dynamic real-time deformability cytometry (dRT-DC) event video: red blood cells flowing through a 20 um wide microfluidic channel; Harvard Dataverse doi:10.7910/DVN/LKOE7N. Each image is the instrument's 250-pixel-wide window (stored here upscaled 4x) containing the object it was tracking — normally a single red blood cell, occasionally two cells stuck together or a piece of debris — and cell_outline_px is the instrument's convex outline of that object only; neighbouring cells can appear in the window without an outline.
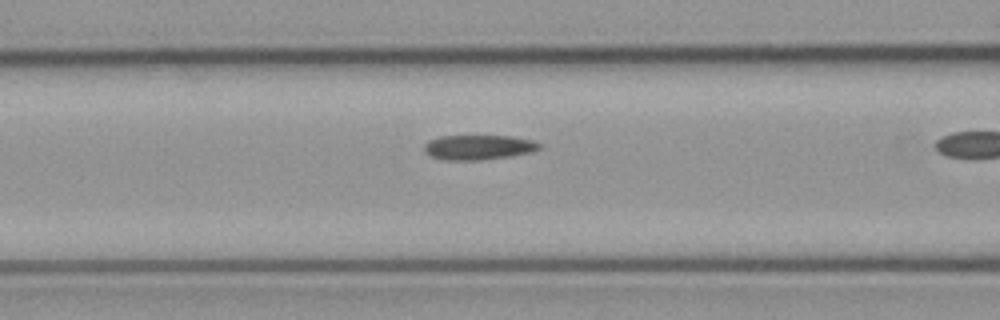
{"species": "common noctule bat (a hibernating species)", "species_latin": "Nyctalus noctula", "temperature_condition": "cold", "stored_images_in_passage": 26, "camera_frame_rate_fps": 3000, "um_per_image_px": 0.085, "animal": {"sex": "male", "body_mass_g": 23.1, "forearm_length_mm": 52.7}, "frame": {"image": 1, "passage_image": 15, "time_ms": 4.667, "image_size_px": [1000, 320], "cell_outline_px": [[540, 148], [532, 152], [512, 156], [484, 160], [444, 160], [432, 156], [424, 152], [424, 144], [428, 140], [440, 136], [512, 136], [532, 140], [540, 144]], "centroid_in_image_um": [40.66, 12.52], "position_along_channel_um": 125.9, "area_um2": 16.76}}
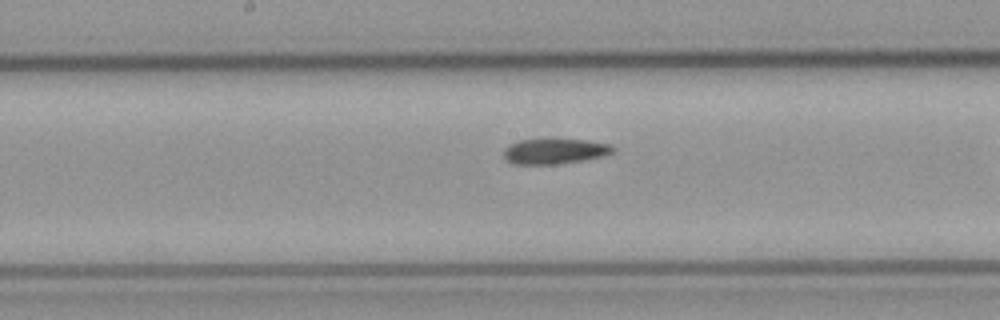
{"frame": {"image": 2, "passage_image": 21, "time_ms": 6.667, "image_size_px": [1000, 320], "cell_outline_px": [[616, 148], [612, 152], [604, 156], [584, 160], [560, 164], [512, 164], [504, 156], [504, 148], [508, 144], [520, 140], [588, 140], [612, 144]], "centroid_in_image_um": [47.18, 12.86], "position_along_channel_um": 201.0, "area_um2": 16.13}}
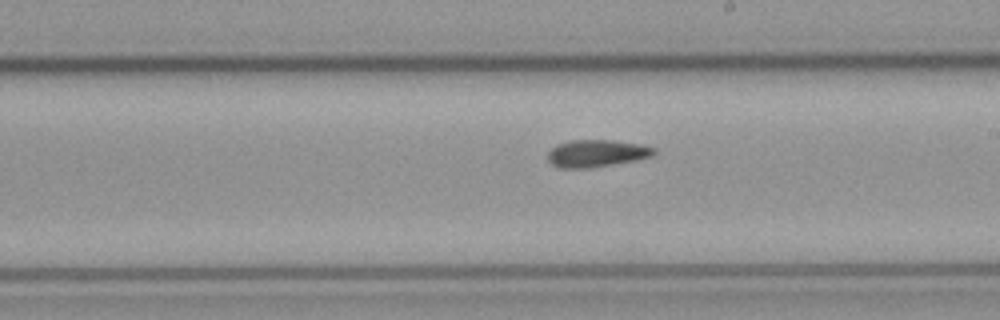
{"frame": {"image": 3, "passage_image": 24, "time_ms": 7.667, "image_size_px": [1000, 320], "cell_outline_px": [[656, 152], [652, 156], [636, 160], [588, 168], [560, 168], [552, 164], [548, 160], [548, 152], [556, 144], [572, 140], [612, 140], [640, 144], [656, 148]], "centroid_in_image_um": [50.71, 13.03], "position_along_channel_um": 238.3, "area_um2": 16.82}}